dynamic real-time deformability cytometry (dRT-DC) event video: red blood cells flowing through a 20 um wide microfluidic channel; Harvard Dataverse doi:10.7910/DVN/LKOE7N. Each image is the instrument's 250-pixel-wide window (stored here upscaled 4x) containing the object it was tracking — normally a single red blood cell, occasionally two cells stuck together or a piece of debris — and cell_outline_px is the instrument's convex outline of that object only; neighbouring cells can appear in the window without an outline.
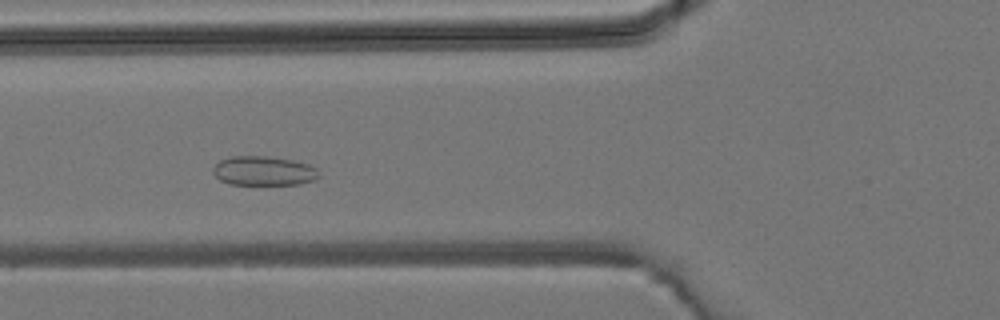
{"species": "common noctule bat (a hibernating species)", "species_latin": "Nyctalus noctula", "temperature_condition": "room temperature", "stored_images_in_passage": 43, "camera_frame_rate_fps": 3000, "um_per_image_px": 0.085, "animal": {"sex": "male", "body_mass_g": 19.2, "forearm_length_mm": 51.8}, "frame": {"image": 1, "passage_image": 13, "time_ms": 4.0, "image_size_px": [1000, 320], "cell_outline_px": [[320, 176], [316, 180], [300, 184], [232, 184], [220, 180], [212, 172], [212, 168], [220, 160], [232, 156], [264, 156], [292, 160], [308, 164], [316, 168]], "centroid_in_image_um": [22.42, 14.52], "position_along_channel_um": 103.4, "area_um2": 18.03}}
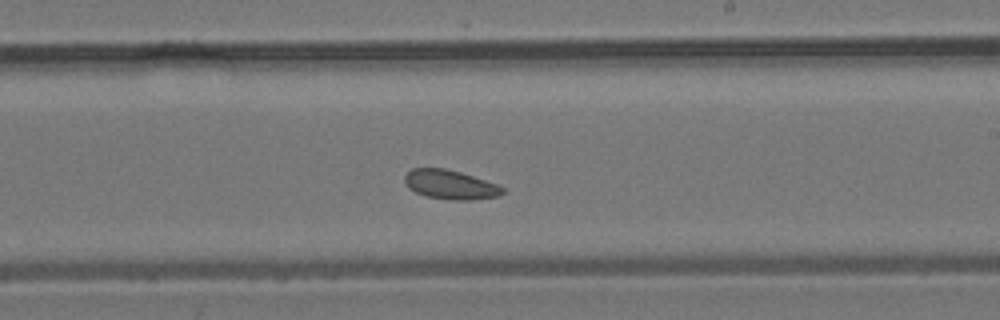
{"frame": {"image": 2, "passage_image": 23, "time_ms": 7.333, "image_size_px": [1000, 320], "cell_outline_px": [[504, 192], [500, 196], [472, 200], [452, 200], [428, 196], [416, 192], [408, 188], [404, 180], [404, 176], [412, 168], [444, 168], [460, 172], [496, 184], [504, 188]], "centroid_in_image_um": [38.27, 15.7], "position_along_channel_um": 250.7, "area_um2": 16.53}}
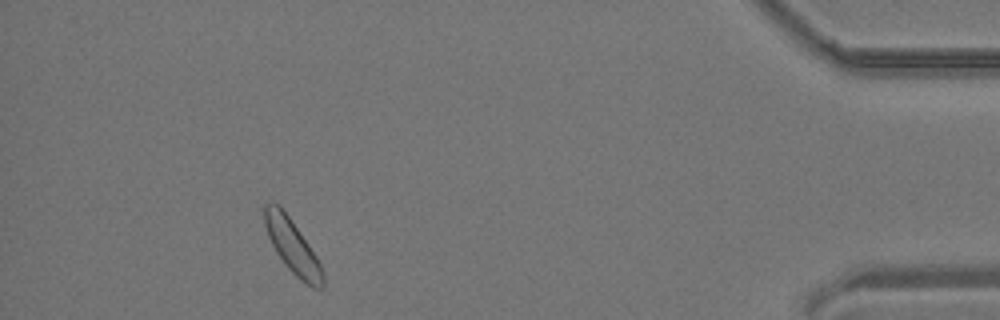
{"frame": {"image": 3, "passage_image": 38, "time_ms": 12.333, "image_size_px": [1000, 320], "cell_outline_px": [[324, 288], [312, 288], [300, 280], [288, 268], [276, 252], [268, 236], [264, 224], [264, 204], [268, 200], [272, 200], [280, 204], [308, 244], [316, 256], [324, 272]], "centroid_in_image_um": [24.84, 20.91], "position_along_channel_um": 410.4, "area_um2": 18.32}}